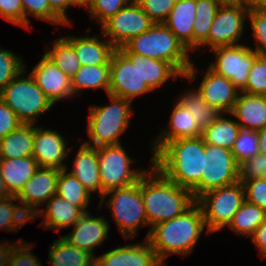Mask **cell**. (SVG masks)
<instances>
[{
  "instance_id": "6da1fadb",
  "label": "cell",
  "mask_w": 266,
  "mask_h": 266,
  "mask_svg": "<svg viewBox=\"0 0 266 266\" xmlns=\"http://www.w3.org/2000/svg\"><path fill=\"white\" fill-rule=\"evenodd\" d=\"M205 142L201 136L167 142L153 157L152 165L172 182L200 196Z\"/></svg>"
},
{
  "instance_id": "7a4b0ae2",
  "label": "cell",
  "mask_w": 266,
  "mask_h": 266,
  "mask_svg": "<svg viewBox=\"0 0 266 266\" xmlns=\"http://www.w3.org/2000/svg\"><path fill=\"white\" fill-rule=\"evenodd\" d=\"M141 192L150 229L182 215L196 200L192 192L164 176L151 164L141 177Z\"/></svg>"
},
{
  "instance_id": "3957f363",
  "label": "cell",
  "mask_w": 266,
  "mask_h": 266,
  "mask_svg": "<svg viewBox=\"0 0 266 266\" xmlns=\"http://www.w3.org/2000/svg\"><path fill=\"white\" fill-rule=\"evenodd\" d=\"M206 227L201 207L195 202L182 215L154 225L145 236L165 266L170 254H190Z\"/></svg>"
},
{
  "instance_id": "277c9868",
  "label": "cell",
  "mask_w": 266,
  "mask_h": 266,
  "mask_svg": "<svg viewBox=\"0 0 266 266\" xmlns=\"http://www.w3.org/2000/svg\"><path fill=\"white\" fill-rule=\"evenodd\" d=\"M119 50L122 53H134L167 61L190 81L197 77V68L190 60L191 53L163 23H154L147 31L132 38Z\"/></svg>"
},
{
  "instance_id": "5b68a950",
  "label": "cell",
  "mask_w": 266,
  "mask_h": 266,
  "mask_svg": "<svg viewBox=\"0 0 266 266\" xmlns=\"http://www.w3.org/2000/svg\"><path fill=\"white\" fill-rule=\"evenodd\" d=\"M111 104L89 106V119L87 133L91 141H85L86 145L99 147L104 145H117L120 136L130 124L132 102L123 98L108 94Z\"/></svg>"
},
{
  "instance_id": "8992f818",
  "label": "cell",
  "mask_w": 266,
  "mask_h": 266,
  "mask_svg": "<svg viewBox=\"0 0 266 266\" xmlns=\"http://www.w3.org/2000/svg\"><path fill=\"white\" fill-rule=\"evenodd\" d=\"M25 68L0 92V98L17 115L22 124H33L54 106ZM28 77L25 78V75Z\"/></svg>"
},
{
  "instance_id": "52a82bcc",
  "label": "cell",
  "mask_w": 266,
  "mask_h": 266,
  "mask_svg": "<svg viewBox=\"0 0 266 266\" xmlns=\"http://www.w3.org/2000/svg\"><path fill=\"white\" fill-rule=\"evenodd\" d=\"M106 206L111 210L119 231L124 238H134L138 227L148 225L144 202L141 192V178L139 182L106 192L100 200L99 208L104 205L105 198L110 195Z\"/></svg>"
},
{
  "instance_id": "ba28073f",
  "label": "cell",
  "mask_w": 266,
  "mask_h": 266,
  "mask_svg": "<svg viewBox=\"0 0 266 266\" xmlns=\"http://www.w3.org/2000/svg\"><path fill=\"white\" fill-rule=\"evenodd\" d=\"M245 201L242 182L205 192L196 199L201 207L207 235L228 226L236 211Z\"/></svg>"
},
{
  "instance_id": "9c48e42d",
  "label": "cell",
  "mask_w": 266,
  "mask_h": 266,
  "mask_svg": "<svg viewBox=\"0 0 266 266\" xmlns=\"http://www.w3.org/2000/svg\"><path fill=\"white\" fill-rule=\"evenodd\" d=\"M100 167V181L104 193L118 188H124L139 182L145 169H132V160L124 150L123 145H104L97 147Z\"/></svg>"
},
{
  "instance_id": "30bf717a",
  "label": "cell",
  "mask_w": 266,
  "mask_h": 266,
  "mask_svg": "<svg viewBox=\"0 0 266 266\" xmlns=\"http://www.w3.org/2000/svg\"><path fill=\"white\" fill-rule=\"evenodd\" d=\"M149 92L152 90L141 78L140 55L116 49L110 59L108 94L133 102L136 97Z\"/></svg>"
},
{
  "instance_id": "8fae6325",
  "label": "cell",
  "mask_w": 266,
  "mask_h": 266,
  "mask_svg": "<svg viewBox=\"0 0 266 266\" xmlns=\"http://www.w3.org/2000/svg\"><path fill=\"white\" fill-rule=\"evenodd\" d=\"M238 168L231 150L205 143L200 195L238 182Z\"/></svg>"
},
{
  "instance_id": "7c38bea8",
  "label": "cell",
  "mask_w": 266,
  "mask_h": 266,
  "mask_svg": "<svg viewBox=\"0 0 266 266\" xmlns=\"http://www.w3.org/2000/svg\"><path fill=\"white\" fill-rule=\"evenodd\" d=\"M154 23L135 0H131L101 26L102 32L116 49L123 47L132 38L147 31Z\"/></svg>"
},
{
  "instance_id": "4fadbf2b",
  "label": "cell",
  "mask_w": 266,
  "mask_h": 266,
  "mask_svg": "<svg viewBox=\"0 0 266 266\" xmlns=\"http://www.w3.org/2000/svg\"><path fill=\"white\" fill-rule=\"evenodd\" d=\"M211 51L216 57L215 62L209 64V68L218 75L229 79L241 92L246 86L249 71L258 54L243 43L221 46Z\"/></svg>"
},
{
  "instance_id": "5bb4252c",
  "label": "cell",
  "mask_w": 266,
  "mask_h": 266,
  "mask_svg": "<svg viewBox=\"0 0 266 266\" xmlns=\"http://www.w3.org/2000/svg\"><path fill=\"white\" fill-rule=\"evenodd\" d=\"M249 10L247 2L221 5L210 27L208 39L202 46L212 50L239 44Z\"/></svg>"
},
{
  "instance_id": "9a60e30c",
  "label": "cell",
  "mask_w": 266,
  "mask_h": 266,
  "mask_svg": "<svg viewBox=\"0 0 266 266\" xmlns=\"http://www.w3.org/2000/svg\"><path fill=\"white\" fill-rule=\"evenodd\" d=\"M59 172L58 169L39 167L16 195L19 204L31 217L37 213L38 207L56 194Z\"/></svg>"
},
{
  "instance_id": "2e32d148",
  "label": "cell",
  "mask_w": 266,
  "mask_h": 266,
  "mask_svg": "<svg viewBox=\"0 0 266 266\" xmlns=\"http://www.w3.org/2000/svg\"><path fill=\"white\" fill-rule=\"evenodd\" d=\"M66 138L56 130L44 129L34 126V141L32 157L39 167L54 168L58 170L67 169L64 164L71 148L67 147Z\"/></svg>"
},
{
  "instance_id": "e0dca14e",
  "label": "cell",
  "mask_w": 266,
  "mask_h": 266,
  "mask_svg": "<svg viewBox=\"0 0 266 266\" xmlns=\"http://www.w3.org/2000/svg\"><path fill=\"white\" fill-rule=\"evenodd\" d=\"M30 75L53 104L61 99L73 97L71 78L63 73L46 54L32 68Z\"/></svg>"
},
{
  "instance_id": "ac0fdd59",
  "label": "cell",
  "mask_w": 266,
  "mask_h": 266,
  "mask_svg": "<svg viewBox=\"0 0 266 266\" xmlns=\"http://www.w3.org/2000/svg\"><path fill=\"white\" fill-rule=\"evenodd\" d=\"M95 266H164L150 242L119 246L96 258Z\"/></svg>"
},
{
  "instance_id": "d6986e66",
  "label": "cell",
  "mask_w": 266,
  "mask_h": 266,
  "mask_svg": "<svg viewBox=\"0 0 266 266\" xmlns=\"http://www.w3.org/2000/svg\"><path fill=\"white\" fill-rule=\"evenodd\" d=\"M86 212L72 227L68 235L62 236L71 245L91 253L94 257L96 246L109 237L110 224L104 216L93 217Z\"/></svg>"
},
{
  "instance_id": "ffe728a7",
  "label": "cell",
  "mask_w": 266,
  "mask_h": 266,
  "mask_svg": "<svg viewBox=\"0 0 266 266\" xmlns=\"http://www.w3.org/2000/svg\"><path fill=\"white\" fill-rule=\"evenodd\" d=\"M197 90L210 106L224 114L232 112L240 92L229 79L218 75L209 67Z\"/></svg>"
},
{
  "instance_id": "44dd1931",
  "label": "cell",
  "mask_w": 266,
  "mask_h": 266,
  "mask_svg": "<svg viewBox=\"0 0 266 266\" xmlns=\"http://www.w3.org/2000/svg\"><path fill=\"white\" fill-rule=\"evenodd\" d=\"M169 129H163L152 143V157L167 143L175 139L194 138L202 136V130L196 124V119L190 108H186L175 100L170 115Z\"/></svg>"
},
{
  "instance_id": "7402d4cb",
  "label": "cell",
  "mask_w": 266,
  "mask_h": 266,
  "mask_svg": "<svg viewBox=\"0 0 266 266\" xmlns=\"http://www.w3.org/2000/svg\"><path fill=\"white\" fill-rule=\"evenodd\" d=\"M228 115L236 119L241 129L259 131L266 126V96L239 92Z\"/></svg>"
},
{
  "instance_id": "603a6c76",
  "label": "cell",
  "mask_w": 266,
  "mask_h": 266,
  "mask_svg": "<svg viewBox=\"0 0 266 266\" xmlns=\"http://www.w3.org/2000/svg\"><path fill=\"white\" fill-rule=\"evenodd\" d=\"M91 194L97 191L100 199L105 194L100 181L97 147L82 143L70 172Z\"/></svg>"
},
{
  "instance_id": "cb8c5ba5",
  "label": "cell",
  "mask_w": 266,
  "mask_h": 266,
  "mask_svg": "<svg viewBox=\"0 0 266 266\" xmlns=\"http://www.w3.org/2000/svg\"><path fill=\"white\" fill-rule=\"evenodd\" d=\"M43 211L39 209L32 219L42 215L44 218L39 226L43 225L45 230L53 231L72 227L86 213L81 207L71 204L57 194L47 201Z\"/></svg>"
},
{
  "instance_id": "d4e9b609",
  "label": "cell",
  "mask_w": 266,
  "mask_h": 266,
  "mask_svg": "<svg viewBox=\"0 0 266 266\" xmlns=\"http://www.w3.org/2000/svg\"><path fill=\"white\" fill-rule=\"evenodd\" d=\"M64 37L73 45L81 66L110 64L111 56L116 50L108 39L103 41L99 35Z\"/></svg>"
},
{
  "instance_id": "484cf974",
  "label": "cell",
  "mask_w": 266,
  "mask_h": 266,
  "mask_svg": "<svg viewBox=\"0 0 266 266\" xmlns=\"http://www.w3.org/2000/svg\"><path fill=\"white\" fill-rule=\"evenodd\" d=\"M196 0H177L163 23L183 46L193 51V25L195 23Z\"/></svg>"
},
{
  "instance_id": "4316f807",
  "label": "cell",
  "mask_w": 266,
  "mask_h": 266,
  "mask_svg": "<svg viewBox=\"0 0 266 266\" xmlns=\"http://www.w3.org/2000/svg\"><path fill=\"white\" fill-rule=\"evenodd\" d=\"M39 168L31 157L0 159V174L12 195H17Z\"/></svg>"
},
{
  "instance_id": "83f0119b",
  "label": "cell",
  "mask_w": 266,
  "mask_h": 266,
  "mask_svg": "<svg viewBox=\"0 0 266 266\" xmlns=\"http://www.w3.org/2000/svg\"><path fill=\"white\" fill-rule=\"evenodd\" d=\"M34 125L21 124L0 139V159L26 158L33 154Z\"/></svg>"
},
{
  "instance_id": "f1b7e54d",
  "label": "cell",
  "mask_w": 266,
  "mask_h": 266,
  "mask_svg": "<svg viewBox=\"0 0 266 266\" xmlns=\"http://www.w3.org/2000/svg\"><path fill=\"white\" fill-rule=\"evenodd\" d=\"M48 261L52 266H95L96 257L61 237L49 246Z\"/></svg>"
},
{
  "instance_id": "f546056e",
  "label": "cell",
  "mask_w": 266,
  "mask_h": 266,
  "mask_svg": "<svg viewBox=\"0 0 266 266\" xmlns=\"http://www.w3.org/2000/svg\"><path fill=\"white\" fill-rule=\"evenodd\" d=\"M110 87V64L81 66L71 78L73 95L85 89H104L108 95Z\"/></svg>"
},
{
  "instance_id": "4dcf8cb0",
  "label": "cell",
  "mask_w": 266,
  "mask_h": 266,
  "mask_svg": "<svg viewBox=\"0 0 266 266\" xmlns=\"http://www.w3.org/2000/svg\"><path fill=\"white\" fill-rule=\"evenodd\" d=\"M224 115L227 114L223 113L209 127L205 128L201 137L207 144L232 150L241 128L234 119H228Z\"/></svg>"
},
{
  "instance_id": "1f68e13d",
  "label": "cell",
  "mask_w": 266,
  "mask_h": 266,
  "mask_svg": "<svg viewBox=\"0 0 266 266\" xmlns=\"http://www.w3.org/2000/svg\"><path fill=\"white\" fill-rule=\"evenodd\" d=\"M141 78L153 91L163 85L170 78L177 79L184 76L169 62L152 59L140 55Z\"/></svg>"
},
{
  "instance_id": "d6a6232c",
  "label": "cell",
  "mask_w": 266,
  "mask_h": 266,
  "mask_svg": "<svg viewBox=\"0 0 266 266\" xmlns=\"http://www.w3.org/2000/svg\"><path fill=\"white\" fill-rule=\"evenodd\" d=\"M221 5L217 0H196L195 23L193 25L194 52L207 41L210 27Z\"/></svg>"
},
{
  "instance_id": "836d02e7",
  "label": "cell",
  "mask_w": 266,
  "mask_h": 266,
  "mask_svg": "<svg viewBox=\"0 0 266 266\" xmlns=\"http://www.w3.org/2000/svg\"><path fill=\"white\" fill-rule=\"evenodd\" d=\"M265 220L266 210L245 200L234 214L228 227L237 235L249 237Z\"/></svg>"
},
{
  "instance_id": "e575fe53",
  "label": "cell",
  "mask_w": 266,
  "mask_h": 266,
  "mask_svg": "<svg viewBox=\"0 0 266 266\" xmlns=\"http://www.w3.org/2000/svg\"><path fill=\"white\" fill-rule=\"evenodd\" d=\"M177 99L186 108H190L196 124L202 131L223 114L219 109L210 106L197 89L188 90Z\"/></svg>"
},
{
  "instance_id": "d590c367",
  "label": "cell",
  "mask_w": 266,
  "mask_h": 266,
  "mask_svg": "<svg viewBox=\"0 0 266 266\" xmlns=\"http://www.w3.org/2000/svg\"><path fill=\"white\" fill-rule=\"evenodd\" d=\"M67 169L60 170L56 194L71 204L81 207L85 212L91 202V193Z\"/></svg>"
},
{
  "instance_id": "8d00e7d4",
  "label": "cell",
  "mask_w": 266,
  "mask_h": 266,
  "mask_svg": "<svg viewBox=\"0 0 266 266\" xmlns=\"http://www.w3.org/2000/svg\"><path fill=\"white\" fill-rule=\"evenodd\" d=\"M52 46L51 50H45V54L63 73L72 78L81 67L73 45L63 36L56 38Z\"/></svg>"
},
{
  "instance_id": "74e56055",
  "label": "cell",
  "mask_w": 266,
  "mask_h": 266,
  "mask_svg": "<svg viewBox=\"0 0 266 266\" xmlns=\"http://www.w3.org/2000/svg\"><path fill=\"white\" fill-rule=\"evenodd\" d=\"M17 200L16 196H10L0 199V229L4 231L16 232L32 217L22 208V206L14 202ZM20 205V206H19Z\"/></svg>"
},
{
  "instance_id": "f35d334b",
  "label": "cell",
  "mask_w": 266,
  "mask_h": 266,
  "mask_svg": "<svg viewBox=\"0 0 266 266\" xmlns=\"http://www.w3.org/2000/svg\"><path fill=\"white\" fill-rule=\"evenodd\" d=\"M12 241L3 242L0 244V255L10 264V266H42L41 262L31 252L34 246L28 243Z\"/></svg>"
},
{
  "instance_id": "ab89813d",
  "label": "cell",
  "mask_w": 266,
  "mask_h": 266,
  "mask_svg": "<svg viewBox=\"0 0 266 266\" xmlns=\"http://www.w3.org/2000/svg\"><path fill=\"white\" fill-rule=\"evenodd\" d=\"M23 7V27L30 30L29 15L51 24L66 25L52 10L48 0H21Z\"/></svg>"
},
{
  "instance_id": "60d3db41",
  "label": "cell",
  "mask_w": 266,
  "mask_h": 266,
  "mask_svg": "<svg viewBox=\"0 0 266 266\" xmlns=\"http://www.w3.org/2000/svg\"><path fill=\"white\" fill-rule=\"evenodd\" d=\"M258 143L259 137L257 131L240 129L231 150L236 162L239 164L259 153Z\"/></svg>"
},
{
  "instance_id": "b9f144b4",
  "label": "cell",
  "mask_w": 266,
  "mask_h": 266,
  "mask_svg": "<svg viewBox=\"0 0 266 266\" xmlns=\"http://www.w3.org/2000/svg\"><path fill=\"white\" fill-rule=\"evenodd\" d=\"M243 93L266 96V56L258 55L249 71Z\"/></svg>"
},
{
  "instance_id": "7bdbcfd3",
  "label": "cell",
  "mask_w": 266,
  "mask_h": 266,
  "mask_svg": "<svg viewBox=\"0 0 266 266\" xmlns=\"http://www.w3.org/2000/svg\"><path fill=\"white\" fill-rule=\"evenodd\" d=\"M21 58L0 47V92L25 68Z\"/></svg>"
},
{
  "instance_id": "ee69618b",
  "label": "cell",
  "mask_w": 266,
  "mask_h": 266,
  "mask_svg": "<svg viewBox=\"0 0 266 266\" xmlns=\"http://www.w3.org/2000/svg\"><path fill=\"white\" fill-rule=\"evenodd\" d=\"M247 22H250L252 37L256 41L252 50L260 56H266V10L250 9Z\"/></svg>"
},
{
  "instance_id": "f6af8a7d",
  "label": "cell",
  "mask_w": 266,
  "mask_h": 266,
  "mask_svg": "<svg viewBox=\"0 0 266 266\" xmlns=\"http://www.w3.org/2000/svg\"><path fill=\"white\" fill-rule=\"evenodd\" d=\"M131 0H92L87 8L90 18L103 24L119 10L124 8Z\"/></svg>"
},
{
  "instance_id": "bcb514c9",
  "label": "cell",
  "mask_w": 266,
  "mask_h": 266,
  "mask_svg": "<svg viewBox=\"0 0 266 266\" xmlns=\"http://www.w3.org/2000/svg\"><path fill=\"white\" fill-rule=\"evenodd\" d=\"M255 178H266V155L257 153L239 163V182L249 181Z\"/></svg>"
},
{
  "instance_id": "7dc6e473",
  "label": "cell",
  "mask_w": 266,
  "mask_h": 266,
  "mask_svg": "<svg viewBox=\"0 0 266 266\" xmlns=\"http://www.w3.org/2000/svg\"><path fill=\"white\" fill-rule=\"evenodd\" d=\"M153 23H164L177 0H135Z\"/></svg>"
},
{
  "instance_id": "c3c4849f",
  "label": "cell",
  "mask_w": 266,
  "mask_h": 266,
  "mask_svg": "<svg viewBox=\"0 0 266 266\" xmlns=\"http://www.w3.org/2000/svg\"><path fill=\"white\" fill-rule=\"evenodd\" d=\"M242 184L245 200L266 210V178H255Z\"/></svg>"
},
{
  "instance_id": "681fc988",
  "label": "cell",
  "mask_w": 266,
  "mask_h": 266,
  "mask_svg": "<svg viewBox=\"0 0 266 266\" xmlns=\"http://www.w3.org/2000/svg\"><path fill=\"white\" fill-rule=\"evenodd\" d=\"M0 16L23 27V7L21 0H0Z\"/></svg>"
},
{
  "instance_id": "f907efd6",
  "label": "cell",
  "mask_w": 266,
  "mask_h": 266,
  "mask_svg": "<svg viewBox=\"0 0 266 266\" xmlns=\"http://www.w3.org/2000/svg\"><path fill=\"white\" fill-rule=\"evenodd\" d=\"M21 124L17 115L0 98V139L16 130Z\"/></svg>"
},
{
  "instance_id": "816d5d0a",
  "label": "cell",
  "mask_w": 266,
  "mask_h": 266,
  "mask_svg": "<svg viewBox=\"0 0 266 266\" xmlns=\"http://www.w3.org/2000/svg\"><path fill=\"white\" fill-rule=\"evenodd\" d=\"M251 238L252 244L259 250L258 255L266 259V220L255 230Z\"/></svg>"
},
{
  "instance_id": "f5cc1de1",
  "label": "cell",
  "mask_w": 266,
  "mask_h": 266,
  "mask_svg": "<svg viewBox=\"0 0 266 266\" xmlns=\"http://www.w3.org/2000/svg\"><path fill=\"white\" fill-rule=\"evenodd\" d=\"M51 10L66 24L70 25V21L66 14V10L74 6L71 0H48Z\"/></svg>"
},
{
  "instance_id": "db71d44e",
  "label": "cell",
  "mask_w": 266,
  "mask_h": 266,
  "mask_svg": "<svg viewBox=\"0 0 266 266\" xmlns=\"http://www.w3.org/2000/svg\"><path fill=\"white\" fill-rule=\"evenodd\" d=\"M257 133L259 137L258 151L260 154L266 155V126Z\"/></svg>"
},
{
  "instance_id": "11a10c76",
  "label": "cell",
  "mask_w": 266,
  "mask_h": 266,
  "mask_svg": "<svg viewBox=\"0 0 266 266\" xmlns=\"http://www.w3.org/2000/svg\"><path fill=\"white\" fill-rule=\"evenodd\" d=\"M250 9L266 10V0H247Z\"/></svg>"
},
{
  "instance_id": "9f6ffc18",
  "label": "cell",
  "mask_w": 266,
  "mask_h": 266,
  "mask_svg": "<svg viewBox=\"0 0 266 266\" xmlns=\"http://www.w3.org/2000/svg\"><path fill=\"white\" fill-rule=\"evenodd\" d=\"M10 196H13V195L7 189L5 182L3 181V178L0 174V199H4Z\"/></svg>"
},
{
  "instance_id": "6f0895ef",
  "label": "cell",
  "mask_w": 266,
  "mask_h": 266,
  "mask_svg": "<svg viewBox=\"0 0 266 266\" xmlns=\"http://www.w3.org/2000/svg\"><path fill=\"white\" fill-rule=\"evenodd\" d=\"M71 1L74 6H79L80 8L84 7L86 9L89 7V5L92 2V0H71Z\"/></svg>"
},
{
  "instance_id": "680465c9",
  "label": "cell",
  "mask_w": 266,
  "mask_h": 266,
  "mask_svg": "<svg viewBox=\"0 0 266 266\" xmlns=\"http://www.w3.org/2000/svg\"><path fill=\"white\" fill-rule=\"evenodd\" d=\"M219 1L222 5L223 4H239L242 2H247V0H217Z\"/></svg>"
},
{
  "instance_id": "91938a15",
  "label": "cell",
  "mask_w": 266,
  "mask_h": 266,
  "mask_svg": "<svg viewBox=\"0 0 266 266\" xmlns=\"http://www.w3.org/2000/svg\"><path fill=\"white\" fill-rule=\"evenodd\" d=\"M0 266H10V264L0 255Z\"/></svg>"
}]
</instances>
